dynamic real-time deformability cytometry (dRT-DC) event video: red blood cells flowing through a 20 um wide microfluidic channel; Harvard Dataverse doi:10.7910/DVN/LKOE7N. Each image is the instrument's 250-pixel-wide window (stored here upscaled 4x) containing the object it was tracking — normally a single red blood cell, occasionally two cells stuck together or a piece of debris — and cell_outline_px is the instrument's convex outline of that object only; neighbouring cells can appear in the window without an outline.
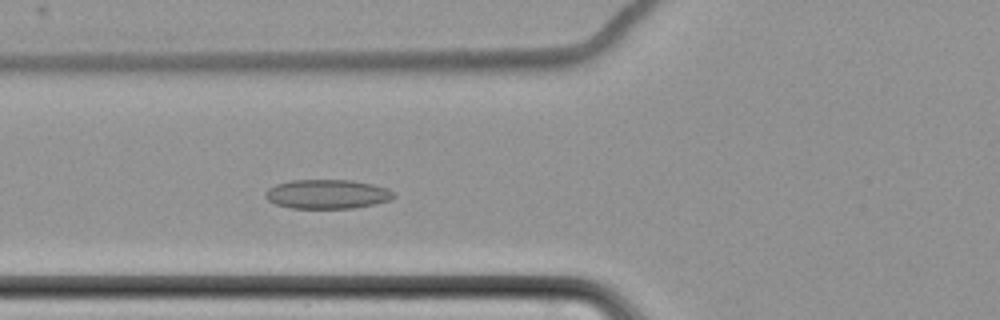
{"species": "common noctule bat (a hibernating species)", "species_latin": "Nyctalus noctula", "temperature_condition": "cold", "stored_images_in_passage": 6, "camera_frame_rate_fps": 3000, "um_per_image_px": 0.085, "animal": {"sex": "female", "body_mass_g": 22.7, "forearm_length_mm": 54.2}, "frame": {"image": 1, "passage_image": 6, "time_ms": 6.667, "image_size_px": [1000, 320], "cell_outline_px": [[396, 196], [392, 200], [376, 204], [352, 208], [292, 208], [276, 204], [268, 200], [264, 196], [264, 192], [268, 188], [276, 184], [292, 180], [352, 180], [372, 184], [388, 188], [396, 192]], "centroid_in_image_um": [27.85, 16.5], "position_along_channel_um": 97.9, "area_um2": 22.08}}